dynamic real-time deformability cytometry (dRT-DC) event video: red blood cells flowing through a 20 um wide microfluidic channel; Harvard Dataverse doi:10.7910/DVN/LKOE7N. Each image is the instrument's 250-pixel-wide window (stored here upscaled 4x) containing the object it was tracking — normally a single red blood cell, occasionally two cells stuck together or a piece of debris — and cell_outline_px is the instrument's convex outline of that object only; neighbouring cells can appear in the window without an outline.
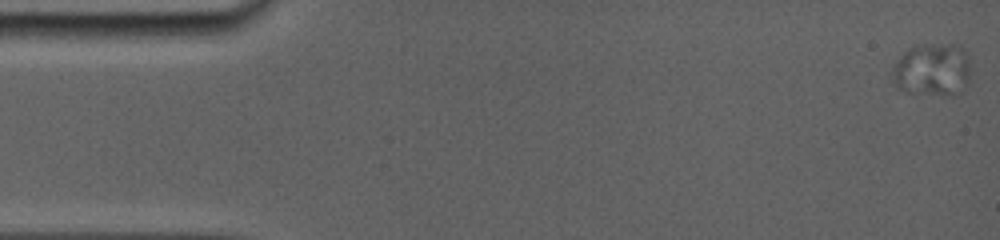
{"species": "common noctule bat (a hibernating species)", "species_latin": "Nyctalus noctula", "temperature_condition": "room temperature", "stored_images_in_passage": 9, "camera_frame_rate_fps": 5000, "um_per_image_px": 0.085, "animal": {"sex": "female", "body_mass_g": 19.0, "forearm_length_mm": 56.7}, "frame": {"image": 1, "passage_image": 1, "time_ms": 0.0, "image_size_px": [1000, 240], "cell_outline_px": [[968, 80], [964, 88], [960, 92], [948, 96], [944, 96], [908, 92], [896, 88], [888, 80], [892, 68], [896, 60], [908, 48], [916, 44], [960, 44], [968, 52]], "centroid_in_image_um": [79.18, 5.92], "position_along_channel_um": 5.8, "area_um2": 24.97}}
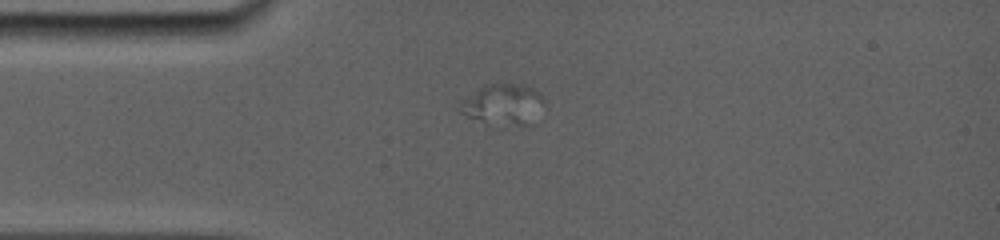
{"frame": {"image": 2, "passage_image": 7, "time_ms": 4.2, "image_size_px": [1000, 240], "cell_outline_px": [[544, 104], [536, 124], [496, 128], [468, 116], [460, 112], [460, 100], [480, 88], [488, 84], [524, 84], [532, 88], [544, 100]], "centroid_in_image_um": [42.81, 8.95], "position_along_channel_um": 42.2, "area_um2": 20.75}}